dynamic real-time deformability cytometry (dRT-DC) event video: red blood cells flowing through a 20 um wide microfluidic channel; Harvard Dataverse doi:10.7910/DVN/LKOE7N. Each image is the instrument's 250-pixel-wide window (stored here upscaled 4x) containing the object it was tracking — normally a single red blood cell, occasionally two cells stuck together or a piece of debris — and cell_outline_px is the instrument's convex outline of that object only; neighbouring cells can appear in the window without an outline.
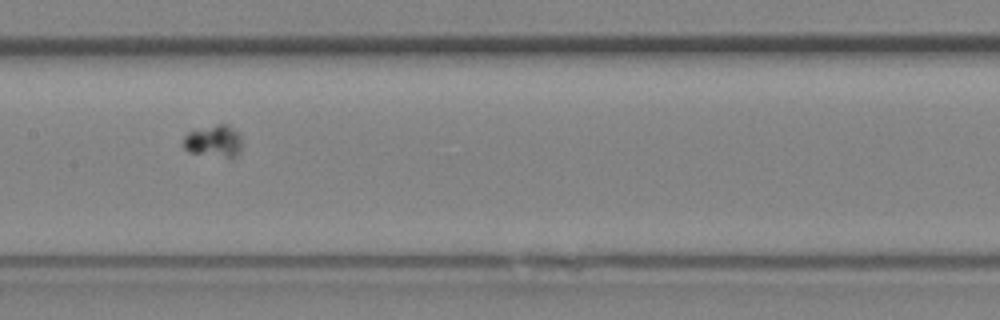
{"species": "Egyptian fruit bat (a non-hibernating species)", "species_latin": "Rousettus aegyptiacus", "temperature_condition": "room temperature", "stored_images_in_passage": 29, "camera_frame_rate_fps": 3000, "um_per_image_px": 0.085, "animal": {"sex": "female"}, "frame": {"image": 1, "passage_image": 14, "time_ms": 4.333, "image_size_px": [1000, 320], "cell_outline_px": [[240, 152], [232, 160], [228, 160], [188, 152], [184, 148], [184, 136], [188, 132], [216, 124], [228, 124], [240, 136]], "centroid_in_image_um": [18.18, 12.06], "position_along_channel_um": 189.2, "area_um2": 11.27}}
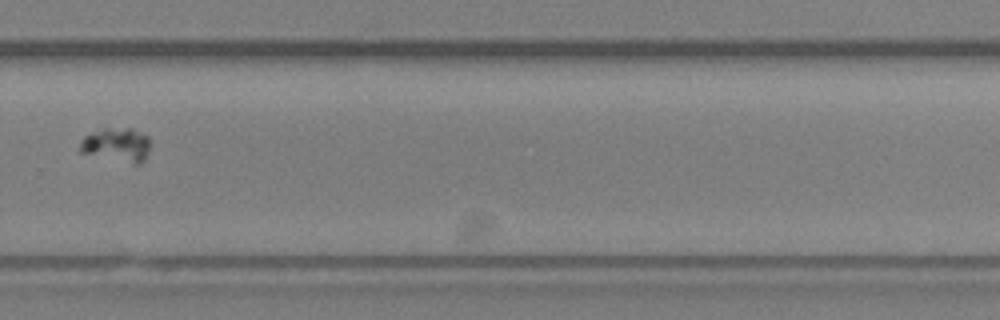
{"frame": {"image": 2, "passage_image": 20, "time_ms": 6.333, "image_size_px": [1000, 320], "cell_outline_px": [[152, 144], [144, 160], [140, 164], [136, 164], [80, 152], [76, 148], [80, 140], [84, 136], [104, 128], [132, 128], [148, 136], [152, 140]], "centroid_in_image_um": [9.94, 12.29], "position_along_channel_um": 319.9, "area_um2": 14.1}}
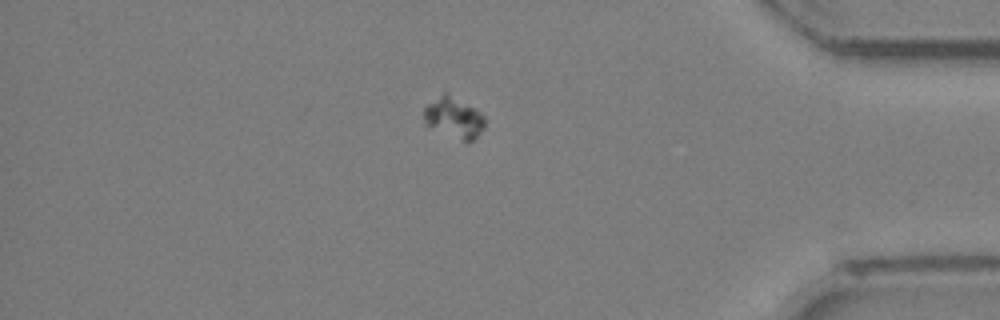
{"frame": {"image": 3, "passage_image": 25, "time_ms": 8.0, "image_size_px": [1000, 320], "cell_outline_px": [[484, 128], [472, 140], [464, 140], [428, 124], [424, 120], [424, 108], [428, 104], [444, 92], [448, 92], [480, 112], [484, 116]], "centroid_in_image_um": [38.61, 9.93], "position_along_channel_um": 396.6, "area_um2": 13.64}}